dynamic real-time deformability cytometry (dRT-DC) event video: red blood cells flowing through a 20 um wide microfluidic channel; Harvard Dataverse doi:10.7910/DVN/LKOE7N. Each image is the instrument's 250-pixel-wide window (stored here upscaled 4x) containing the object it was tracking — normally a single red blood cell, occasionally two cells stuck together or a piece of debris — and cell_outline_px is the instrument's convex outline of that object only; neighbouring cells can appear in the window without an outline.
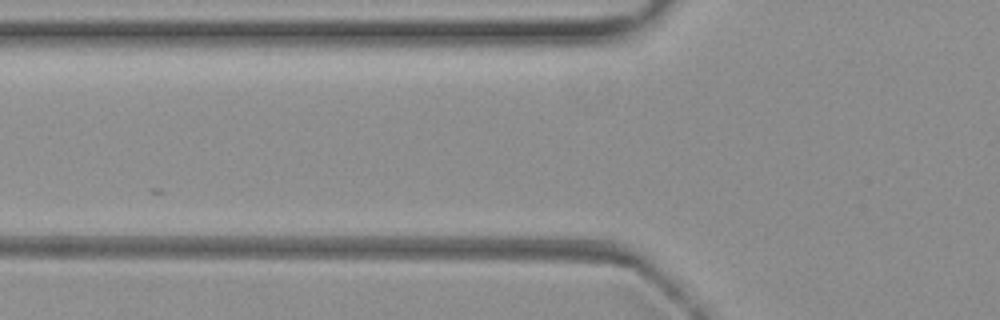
{"species": "common noctule bat (a hibernating species)", "species_latin": "Nyctalus noctula", "temperature_condition": "warm", "stored_images_in_passage": 4, "camera_frame_rate_fps": 3000, "um_per_image_px": 0.085, "animal": {"sex": "female", "body_mass_g": 19.3, "forearm_length_mm": 54.1}, "frame": {"image": 1, "passage_image": 4, "time_ms": 1.0, "image_size_px": [1000, 320], "cell_outline_px": [[588, 188], [576, 192], [440, 192], [424, 184], [440, 176], [568, 180], [580, 184]], "centroid_in_image_um": [42.67, 15.73], "position_along_channel_um": 83.1, "area_um2": 14.91}}